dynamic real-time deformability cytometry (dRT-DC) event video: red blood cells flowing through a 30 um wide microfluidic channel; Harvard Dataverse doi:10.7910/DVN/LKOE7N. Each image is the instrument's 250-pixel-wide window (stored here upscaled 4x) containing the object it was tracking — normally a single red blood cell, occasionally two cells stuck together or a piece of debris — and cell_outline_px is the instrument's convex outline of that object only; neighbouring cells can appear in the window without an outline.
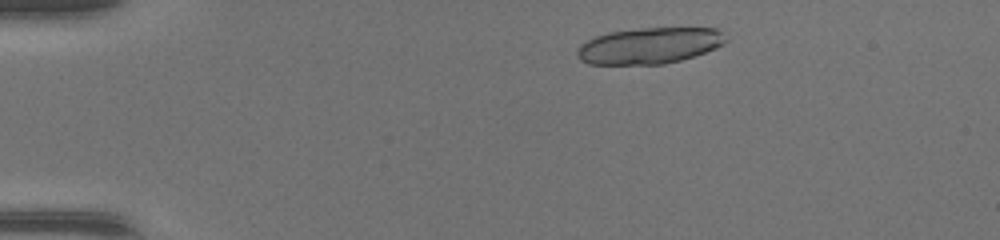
{"species": "common noctule bat (a hibernating species)", "species_latin": "Nyctalus noctula", "temperature_condition": "warm", "stored_images_in_passage": 42, "segment_of_instrument_passage": [1, 2], "camera_frame_rate_fps": 3000, "um_per_image_px": 0.085, "animal": {"sex": "female", "body_mass_g": 17.0, "forearm_length_mm": 48.0}, "frame": {"image": 1, "passage_image": 4, "time_ms": 1.0, "image_size_px": [1000, 240], "cell_outline_px": [[728, 40], [724, 44], [716, 48], [680, 60], [664, 64], [588, 64], [580, 60], [576, 56], [576, 48], [580, 44], [596, 36], [608, 32], [640, 28], [716, 28]], "centroid_in_image_um": [55.15, 3.88], "position_along_channel_um": 29.8, "area_um2": 31.33}}